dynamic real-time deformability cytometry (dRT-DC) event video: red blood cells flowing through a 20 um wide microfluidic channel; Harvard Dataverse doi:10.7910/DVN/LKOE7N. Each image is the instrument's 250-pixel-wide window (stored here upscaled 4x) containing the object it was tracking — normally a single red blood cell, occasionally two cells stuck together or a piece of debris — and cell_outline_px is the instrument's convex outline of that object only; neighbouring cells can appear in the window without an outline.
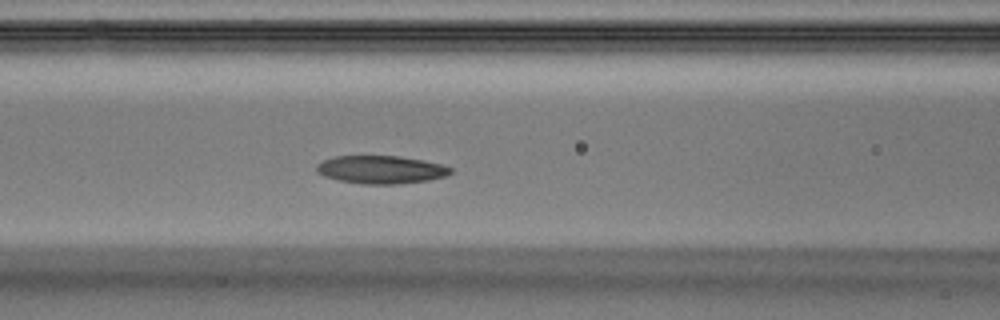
{"species": "Egyptian fruit bat (a non-hibernating species)", "species_latin": "Rousettus aegyptiacus", "temperature_condition": "warm", "stored_images_in_passage": 29, "camera_frame_rate_fps": 3000, "um_per_image_px": 0.085, "animal": {"sex": "male"}, "frame": {"image": 1, "passage_image": 6, "time_ms": 1.667, "image_size_px": [1000, 320], "cell_outline_px": [[452, 172], [444, 176], [428, 180], [396, 184], [364, 184], [340, 180], [324, 176], [316, 172], [316, 164], [324, 160], [336, 156], [400, 156], [424, 160], [444, 164], [452, 168]], "centroid_in_image_um": [32.39, 14.41], "position_along_channel_um": 134.2, "area_um2": 21.85}}
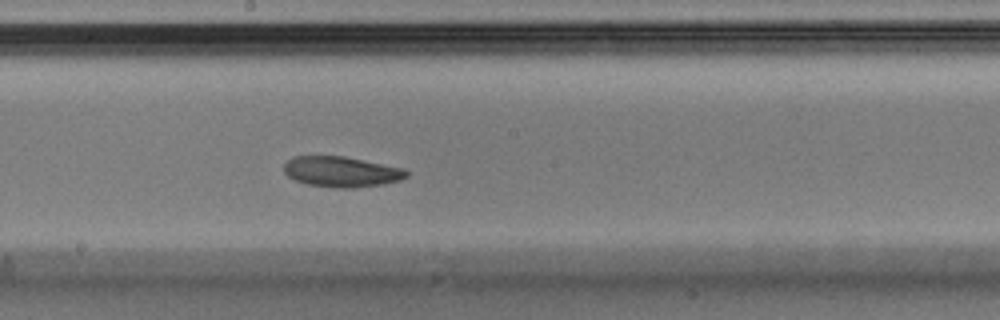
{"frame": {"image": 2, "passage_image": 11, "time_ms": 3.333, "image_size_px": [1000, 320], "cell_outline_px": [[408, 176], [400, 180], [384, 184], [352, 188], [332, 188], [308, 184], [296, 180], [288, 176], [284, 172], [284, 164], [292, 156], [344, 156], [404, 168], [408, 172]], "centroid_in_image_um": [29.03, 14.6], "position_along_channel_um": 219.2, "area_um2": 21.85}}
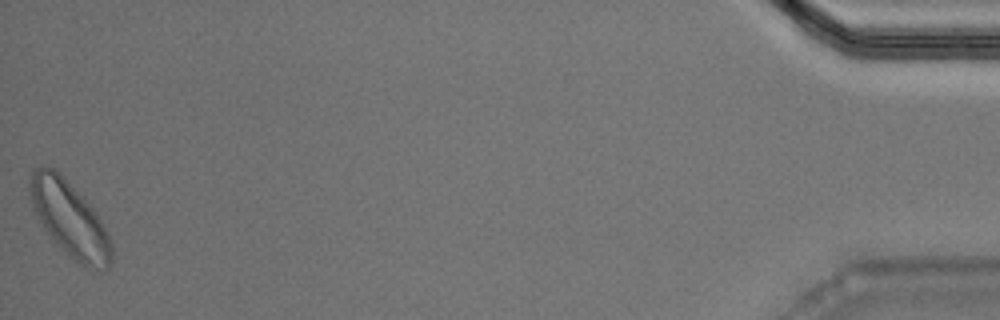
{"frame": {"image": 3, "passage_image": 29, "time_ms": 9.333, "image_size_px": [1000, 320], "cell_outline_px": [[112, 264], [104, 272], [96, 272], [80, 264], [68, 256], [60, 248], [44, 228], [32, 212], [28, 192], [28, 180], [32, 168], [56, 168], [64, 176], [96, 212], [112, 244]], "centroid_in_image_um": [5.89, 18.64], "position_along_channel_um": 429.3, "area_um2": 36.41}}